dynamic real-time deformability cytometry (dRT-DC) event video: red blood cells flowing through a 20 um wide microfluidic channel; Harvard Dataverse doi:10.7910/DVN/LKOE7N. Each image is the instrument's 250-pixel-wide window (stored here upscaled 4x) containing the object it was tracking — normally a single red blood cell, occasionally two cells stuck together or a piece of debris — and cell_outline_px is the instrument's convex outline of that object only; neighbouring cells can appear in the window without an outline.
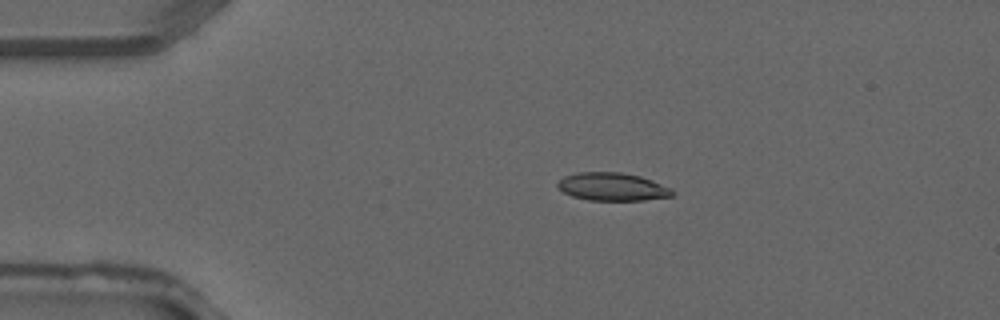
{"species": "common noctule bat (a hibernating species)", "species_latin": "Nyctalus noctula", "temperature_condition": "warm", "stored_images_in_passage": 2, "camera_frame_rate_fps": 3000, "um_per_image_px": 0.085, "animal": {"sex": "male", "forearm_length_mm": 52.5}, "frame": {"image": 1, "passage_image": 1, "time_ms": 0.0, "image_size_px": [1000, 320], "cell_outline_px": [[676, 192], [672, 196], [644, 200], [588, 200], [572, 196], [564, 192], [556, 184], [564, 176], [580, 172], [620, 172], [640, 176], [652, 180], [672, 188]], "centroid_in_image_um": [52.09, 15.87], "position_along_channel_um": 32.9, "area_um2": 18.67}}